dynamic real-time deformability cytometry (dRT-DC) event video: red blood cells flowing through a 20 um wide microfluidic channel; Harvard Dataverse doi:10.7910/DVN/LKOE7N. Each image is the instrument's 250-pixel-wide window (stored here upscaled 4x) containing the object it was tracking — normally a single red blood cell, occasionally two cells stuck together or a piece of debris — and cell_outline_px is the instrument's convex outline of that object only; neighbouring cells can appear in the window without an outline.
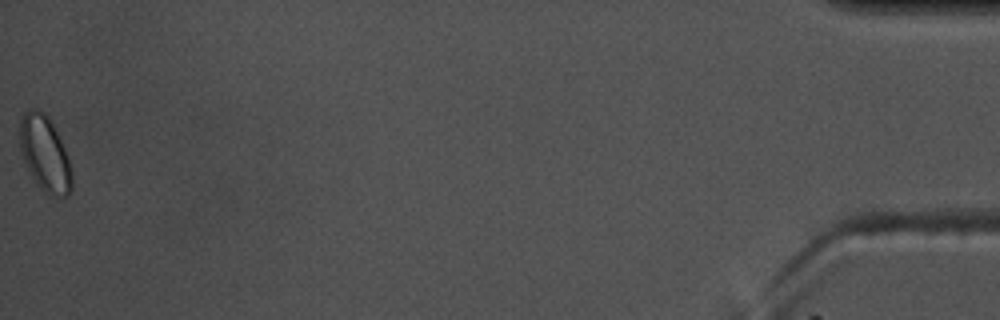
{"species": "common noctule bat (a hibernating species)", "species_latin": "Nyctalus noctula", "temperature_condition": "warm", "stored_images_in_passage": 56, "camera_frame_rate_fps": 3000, "um_per_image_px": 0.085, "animal": {"sex": "male", "body_mass_g": 17.5, "forearm_length_mm": 52.3}, "frame": {"image": 1, "passage_image": 56, "time_ms": 18.333, "image_size_px": [1000, 320], "cell_outline_px": [[72, 192], [68, 196], [48, 196], [36, 184], [24, 160], [20, 148], [20, 120], [24, 112], [28, 108], [36, 108], [44, 112], [48, 116], [68, 156], [72, 172]], "centroid_in_image_um": [3.82, 13.09], "position_along_channel_um": 431.4, "area_um2": 22.95}}